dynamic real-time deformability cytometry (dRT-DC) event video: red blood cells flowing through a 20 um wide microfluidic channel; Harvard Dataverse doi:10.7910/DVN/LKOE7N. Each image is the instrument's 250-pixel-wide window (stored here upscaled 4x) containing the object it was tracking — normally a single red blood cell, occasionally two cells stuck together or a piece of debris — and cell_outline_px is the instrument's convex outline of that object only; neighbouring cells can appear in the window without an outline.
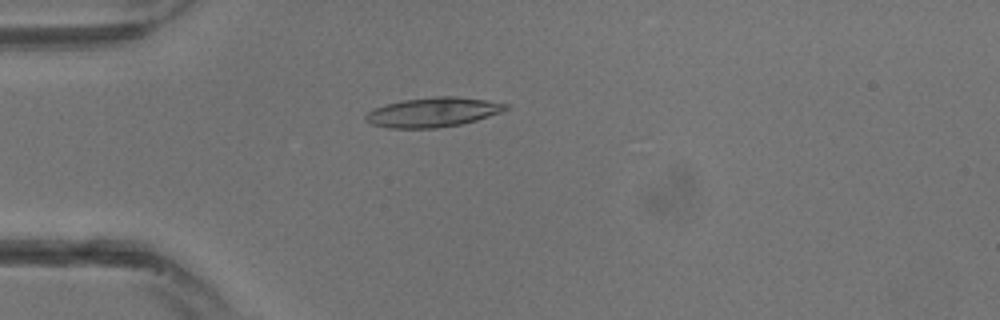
{"species": "common noctule bat (a hibernating species)", "species_latin": "Nyctalus noctula", "temperature_condition": "warm", "stored_images_in_passage": 18, "camera_frame_rate_fps": 3000, "um_per_image_px": 0.085, "animal": {"sex": "male", "body_mass_g": 13.3}, "frame": {"image": 1, "passage_image": 8, "time_ms": 2.333, "image_size_px": [1000, 320], "cell_outline_px": [[512, 108], [476, 120], [460, 124], [436, 128], [388, 128], [372, 124], [364, 120], [364, 116], [372, 108], [384, 104], [404, 100], [436, 96], [456, 96], [488, 100], [508, 104]], "centroid_in_image_um": [36.79, 9.53], "position_along_channel_um": 48.2, "area_um2": 24.22}}
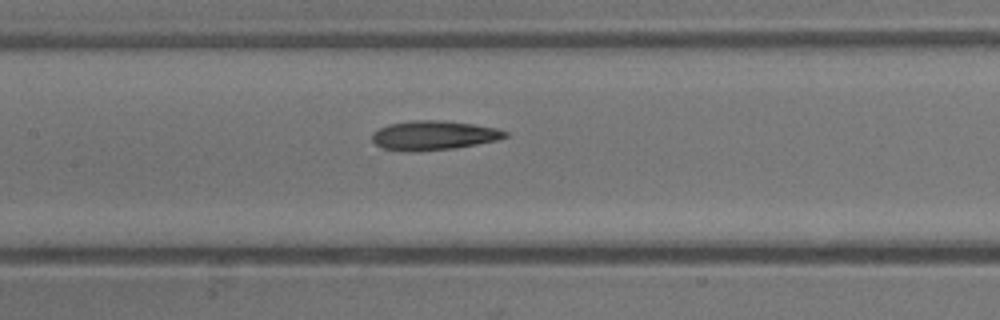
{"frame": {"image": 2, "passage_image": 14, "time_ms": 4.333, "image_size_px": [1000, 320], "cell_outline_px": [[508, 136], [496, 140], [476, 144], [452, 148], [416, 152], [400, 152], [380, 148], [372, 140], [372, 132], [388, 124], [412, 120], [444, 120], [472, 124], [496, 128], [508, 132]], "centroid_in_image_um": [36.8, 11.51], "position_along_channel_um": 170.6, "area_um2": 22.89}}
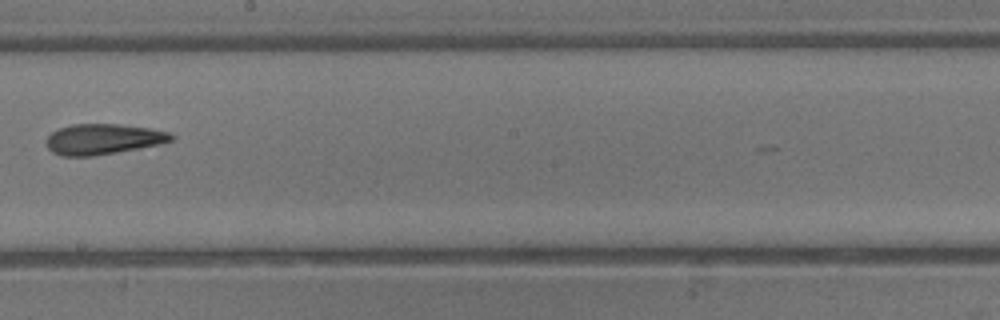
{"frame": {"image": 3, "passage_image": 17, "time_ms": 5.333, "image_size_px": [1000, 320], "cell_outline_px": [[176, 136], [172, 140], [160, 144], [140, 148], [92, 156], [60, 156], [52, 152], [44, 144], [44, 140], [52, 132], [60, 128], [72, 124], [120, 124], [148, 128], [168, 132]], "centroid_in_image_um": [8.72, 11.83], "position_along_channel_um": 239.5, "area_um2": 22.31}}